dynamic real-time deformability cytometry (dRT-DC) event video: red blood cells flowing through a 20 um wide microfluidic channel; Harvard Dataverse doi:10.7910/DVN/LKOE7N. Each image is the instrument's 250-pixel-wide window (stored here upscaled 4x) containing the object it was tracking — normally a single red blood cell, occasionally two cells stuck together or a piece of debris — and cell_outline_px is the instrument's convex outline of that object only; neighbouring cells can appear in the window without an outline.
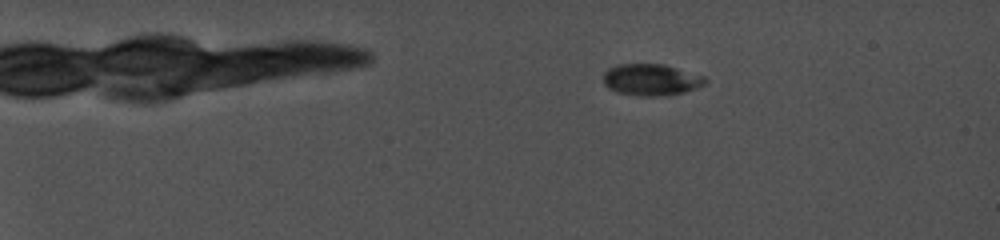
{"species": "common noctule bat (a hibernating species)", "species_latin": "Nyctalus noctula", "temperature_condition": "cold", "stored_images_in_passage": 10, "camera_frame_rate_fps": 5000, "um_per_image_px": 0.085, "animal": {"sex": "female", "body_mass_g": 19.0, "forearm_length_mm": 56.7}, "frame": {"image": 1, "passage_image": 4, "time_ms": 1.4, "image_size_px": [1000, 240], "cell_outline_px": [[708, 80], [704, 84], [696, 88], [684, 92], [664, 96], [640, 96], [616, 92], [608, 88], [604, 84], [604, 72], [608, 68], [616, 64], [664, 64], [704, 76]], "centroid_in_image_um": [55.33, 6.78], "position_along_channel_um": 29.7, "area_um2": 18.84}}
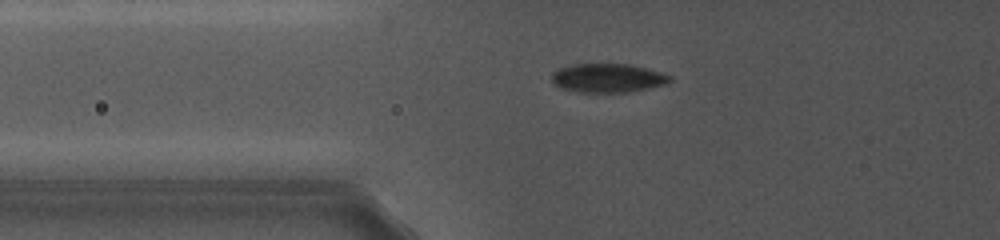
{"frame": {"image": 2, "passage_image": 9, "time_ms": 6.4, "image_size_px": [1000, 240], "cell_outline_px": [[672, 80], [664, 84], [648, 88], [628, 92], [576, 92], [560, 88], [552, 84], [552, 72], [556, 68], [572, 64], [628, 64], [660, 72], [672, 76]], "centroid_in_image_um": [51.59, 6.63], "position_along_channel_um": 74.2, "area_um2": 19.94}}